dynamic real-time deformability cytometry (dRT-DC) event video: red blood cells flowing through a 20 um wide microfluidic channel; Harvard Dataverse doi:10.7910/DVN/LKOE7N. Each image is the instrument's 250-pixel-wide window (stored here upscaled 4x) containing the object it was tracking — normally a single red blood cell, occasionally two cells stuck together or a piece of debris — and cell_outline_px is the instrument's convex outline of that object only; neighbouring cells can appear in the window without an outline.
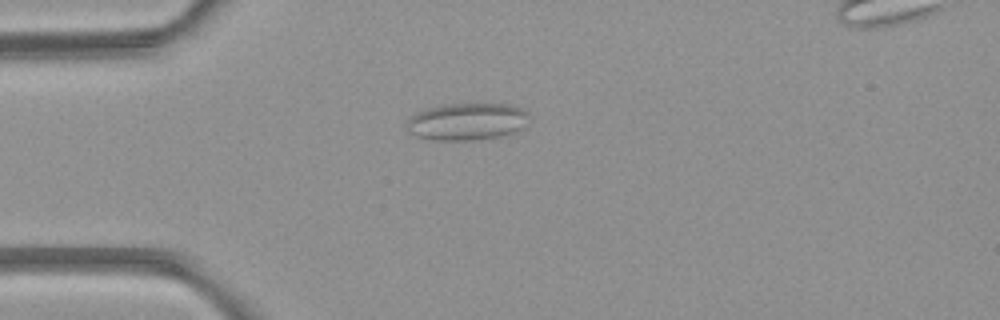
{"species": "common noctule bat (a hibernating species)", "species_latin": "Nyctalus noctula", "temperature_condition": "room temperature", "stored_images_in_passage": 2, "camera_frame_rate_fps": 3000, "um_per_image_px": 0.085, "animal": {"sex": "female", "body_mass_g": 21.9}, "frame": {"image": 1, "passage_image": 2, "time_ms": 1.0, "image_size_px": [1000, 320], "cell_outline_px": [[528, 112], [524, 128], [500, 136], [472, 140], [432, 140], [416, 136], [408, 132], [408, 120], [416, 112], [428, 108], [444, 104], [508, 104], [520, 108]], "centroid_in_image_um": [39.67, 10.33], "position_along_channel_um": 45.3, "area_um2": 26.3}}